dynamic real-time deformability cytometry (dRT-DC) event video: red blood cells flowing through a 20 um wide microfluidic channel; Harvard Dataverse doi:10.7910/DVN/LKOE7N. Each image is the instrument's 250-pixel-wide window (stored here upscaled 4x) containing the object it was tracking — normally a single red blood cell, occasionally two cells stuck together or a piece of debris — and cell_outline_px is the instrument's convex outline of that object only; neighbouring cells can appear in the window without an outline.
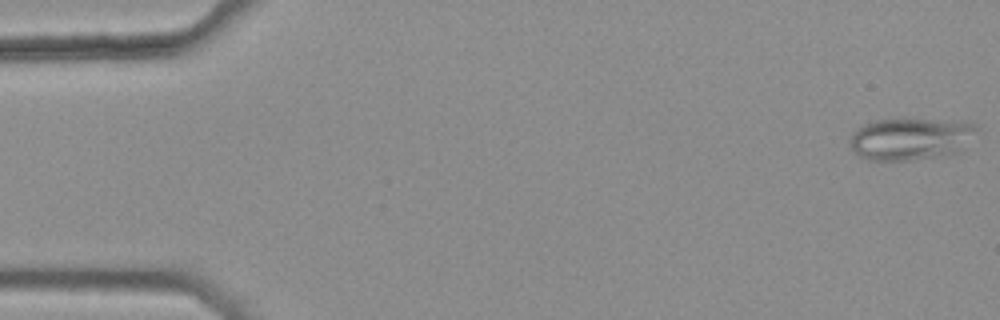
{"species": "common noctule bat (a hibernating species)", "species_latin": "Nyctalus noctula", "temperature_condition": "warm", "stored_images_in_passage": 5, "camera_frame_rate_fps": 3000, "um_per_image_px": 0.085, "animal": {"sex": "female", "body_mass_g": 25.1}, "frame": {"image": 1, "passage_image": 1, "time_ms": 0.0, "image_size_px": [1000, 320], "cell_outline_px": [[976, 128], [960, 152], [912, 160], [868, 160], [860, 156], [848, 148], [848, 140], [852, 132], [860, 124], [872, 120], [904, 116], [960, 120], [976, 124]], "centroid_in_image_um": [77.31, 11.73], "position_along_channel_um": 7.7, "area_um2": 32.43}}